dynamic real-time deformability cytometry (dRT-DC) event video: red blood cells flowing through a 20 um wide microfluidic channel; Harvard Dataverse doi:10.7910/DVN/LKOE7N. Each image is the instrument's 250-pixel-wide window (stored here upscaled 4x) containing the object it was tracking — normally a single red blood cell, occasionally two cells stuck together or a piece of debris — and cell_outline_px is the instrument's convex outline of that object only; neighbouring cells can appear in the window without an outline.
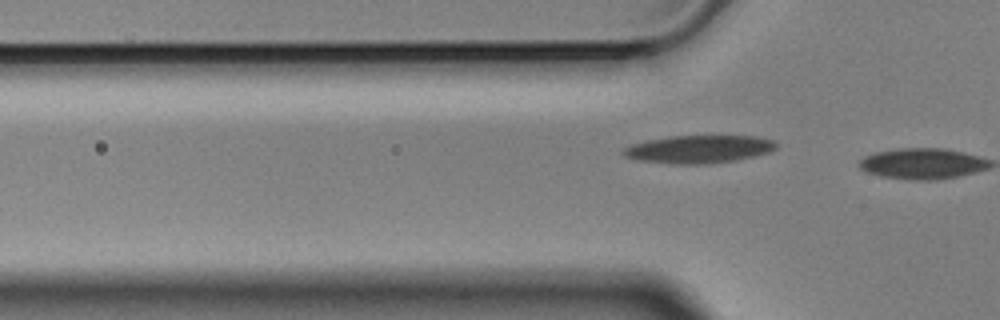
{"species": "Egyptian fruit bat (a non-hibernating species)", "species_latin": "Rousettus aegyptiacus", "temperature_condition": "cold", "stored_images_in_passage": 5, "camera_frame_rate_fps": 3000, "um_per_image_px": 0.085, "animal": {"sex": "male"}, "frame": {"image": 1, "passage_image": 5, "time_ms": 1.333, "image_size_px": [1000, 320], "cell_outline_px": [[776, 148], [768, 152], [736, 160], [708, 164], [672, 164], [636, 160], [624, 156], [620, 152], [624, 148], [632, 144], [648, 140], [668, 136], [756, 136], [776, 140]], "centroid_in_image_um": [59.37, 12.68], "position_along_channel_um": 66.4, "area_um2": 24.91}}